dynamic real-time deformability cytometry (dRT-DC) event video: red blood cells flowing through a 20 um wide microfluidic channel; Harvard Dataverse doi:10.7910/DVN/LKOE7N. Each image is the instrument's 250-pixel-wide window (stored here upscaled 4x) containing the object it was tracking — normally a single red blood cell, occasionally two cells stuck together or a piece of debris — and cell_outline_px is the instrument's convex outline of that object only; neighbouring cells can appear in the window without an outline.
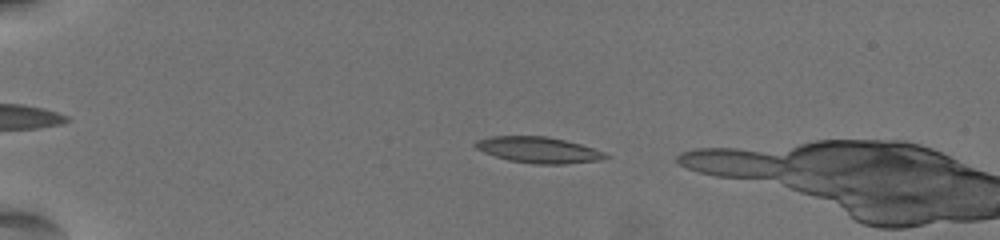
{"species": "common noctule bat (a hibernating species)", "species_latin": "Nyctalus noctula", "temperature_condition": "warm", "stored_images_in_passage": 13, "camera_frame_rate_fps": 3000, "um_per_image_px": 0.085, "animal": {"sex": "female", "body_mass_g": 19.5, "forearm_length_mm": 54.1}, "frame": {"image": 1, "passage_image": 8, "time_ms": 2.333, "image_size_px": [1000, 240], "cell_outline_px": [[612, 156], [604, 160], [564, 164], [536, 164], [508, 160], [484, 152], [476, 148], [472, 144], [476, 140], [492, 136], [548, 136], [580, 144], [604, 152]], "centroid_in_image_um": [45.8, 12.74], "position_along_channel_um": 39.2, "area_um2": 19.83}}